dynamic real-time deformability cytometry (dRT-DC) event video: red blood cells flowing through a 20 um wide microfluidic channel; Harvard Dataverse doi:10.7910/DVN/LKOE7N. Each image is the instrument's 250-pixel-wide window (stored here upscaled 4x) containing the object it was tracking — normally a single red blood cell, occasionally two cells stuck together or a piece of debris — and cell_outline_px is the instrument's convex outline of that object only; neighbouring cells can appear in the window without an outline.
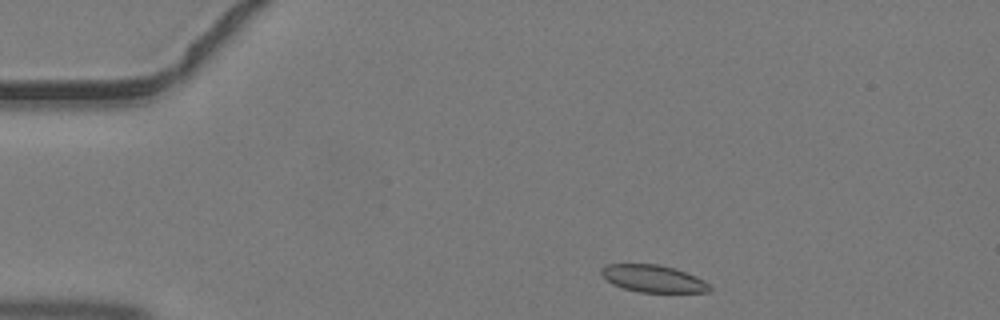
{"species": "common noctule bat (a hibernating species)", "species_latin": "Nyctalus noctula", "temperature_condition": "warm", "stored_images_in_passage": 37, "camera_frame_rate_fps": 3000, "um_per_image_px": 0.085, "animal": {"sex": "male", "body_mass_g": 19.2, "forearm_length_mm": 51.8}, "frame": {"image": 1, "passage_image": 1, "time_ms": 0.0, "image_size_px": [1000, 320], "cell_outline_px": [[712, 288], [708, 292], [640, 292], [624, 288], [612, 284], [600, 272], [600, 268], [608, 264], [656, 264], [672, 268], [696, 276], [704, 280]], "centroid_in_image_um": [55.51, 23.68], "position_along_channel_um": 29.5, "area_um2": 16.94}}
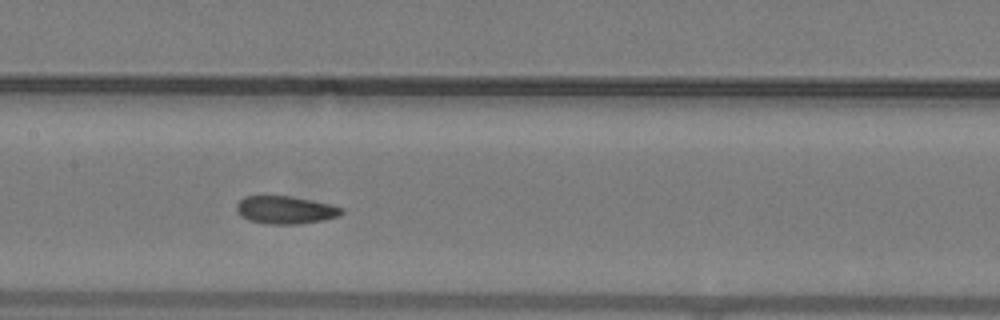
{"frame": {"image": 2, "passage_image": 15, "time_ms": 4.667, "image_size_px": [1000, 320], "cell_outline_px": [[344, 212], [340, 216], [320, 220], [296, 224], [264, 224], [248, 220], [240, 216], [236, 212], [236, 204], [244, 196], [292, 196], [312, 200], [344, 208]], "centroid_in_image_um": [24.22, 17.84], "position_along_channel_um": 183.2, "area_um2": 17.11}}
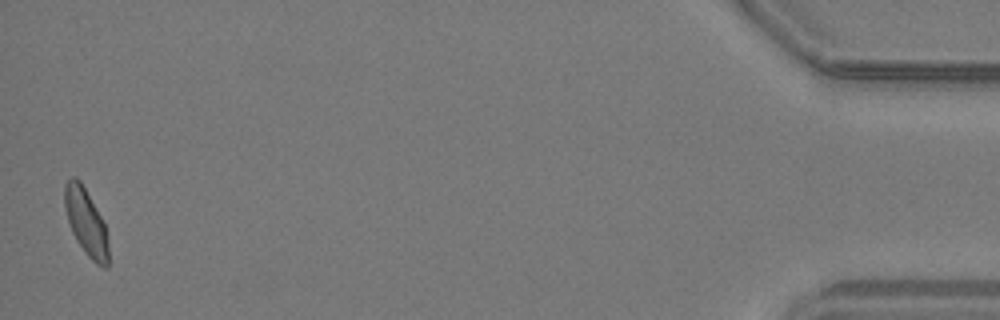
{"frame": {"image": 3, "passage_image": 37, "time_ms": 12.0, "image_size_px": [1000, 320], "cell_outline_px": [[108, 268], [104, 268], [96, 264], [84, 252], [76, 240], [72, 232], [64, 208], [64, 184], [72, 176], [76, 176], [80, 180], [100, 216], [104, 224], [108, 240]], "centroid_in_image_um": [7.29, 18.89], "position_along_channel_um": 427.9, "area_um2": 16.94}}